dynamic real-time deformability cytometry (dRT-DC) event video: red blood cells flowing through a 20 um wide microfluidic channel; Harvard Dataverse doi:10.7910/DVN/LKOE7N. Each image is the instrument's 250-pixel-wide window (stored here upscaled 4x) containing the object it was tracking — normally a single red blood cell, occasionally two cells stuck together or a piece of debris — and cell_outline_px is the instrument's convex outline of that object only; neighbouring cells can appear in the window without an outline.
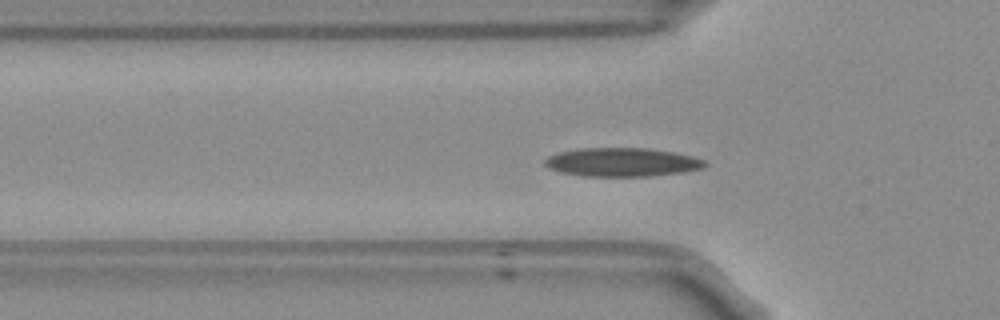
{"species": "Egyptian fruit bat (a non-hibernating species)", "species_latin": "Rousettus aegyptiacus", "temperature_condition": "room temperature", "stored_images_in_passage": 47, "camera_frame_rate_fps": 3000, "um_per_image_px": 0.085, "frame": {"image": 1, "passage_image": 16, "time_ms": 5.0, "image_size_px": [1000, 320], "cell_outline_px": [[704, 164], [696, 168], [672, 172], [632, 176], [596, 176], [568, 172], [552, 168], [548, 164], [548, 160], [552, 156], [564, 152], [592, 148], [632, 148], [668, 152], [688, 156], [700, 160]], "centroid_in_image_um": [52.83, 13.77], "position_along_channel_um": 73.0, "area_um2": 24.1}}
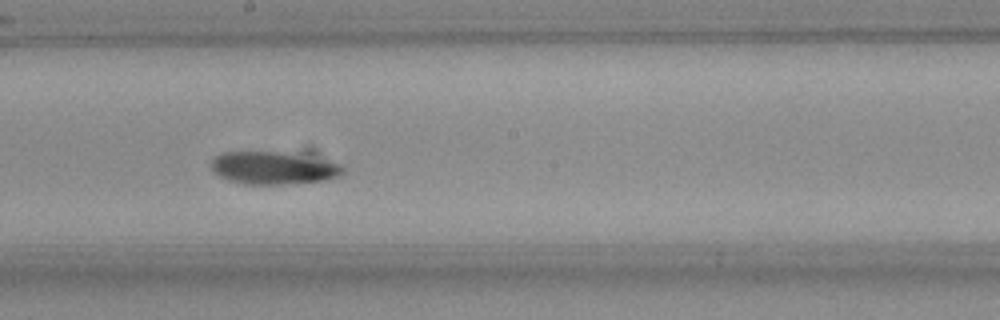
{"frame": {"image": 2, "passage_image": 28, "time_ms": 9.0, "image_size_px": [1000, 320], "cell_outline_px": [[340, 172], [332, 176], [316, 180], [236, 180], [224, 176], [212, 164], [220, 156], [232, 152], [260, 152], [288, 156], [332, 164], [340, 168]], "centroid_in_image_um": [23.11, 14.22], "position_along_channel_um": 225.1, "area_um2": 19.88}}
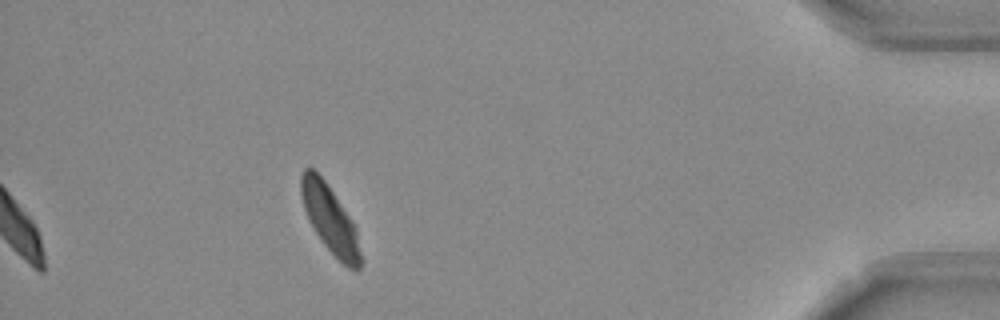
{"frame": {"image": 3, "passage_image": 47, "time_ms": 15.333, "image_size_px": [1000, 320], "cell_outline_px": [[360, 268], [352, 268], [344, 264], [328, 248], [316, 232], [308, 216], [304, 204], [300, 188], [300, 180], [304, 168], [312, 168], [324, 180], [352, 224], [356, 232], [360, 256]], "centroid_in_image_um": [28.01, 18.59], "position_along_channel_um": 407.2, "area_um2": 21.62}, "authors_computed_cell_mechanics": {"area_um2": 21.1548, "velocity_mm_per_s": 3.7822, "shape_relaxation_time_tau1_ms": null, "shape_relaxation_time_tau2_ms": 4.0513, "deformation_change_tau1": null, "deformation_change_tau2": 0.0967}}